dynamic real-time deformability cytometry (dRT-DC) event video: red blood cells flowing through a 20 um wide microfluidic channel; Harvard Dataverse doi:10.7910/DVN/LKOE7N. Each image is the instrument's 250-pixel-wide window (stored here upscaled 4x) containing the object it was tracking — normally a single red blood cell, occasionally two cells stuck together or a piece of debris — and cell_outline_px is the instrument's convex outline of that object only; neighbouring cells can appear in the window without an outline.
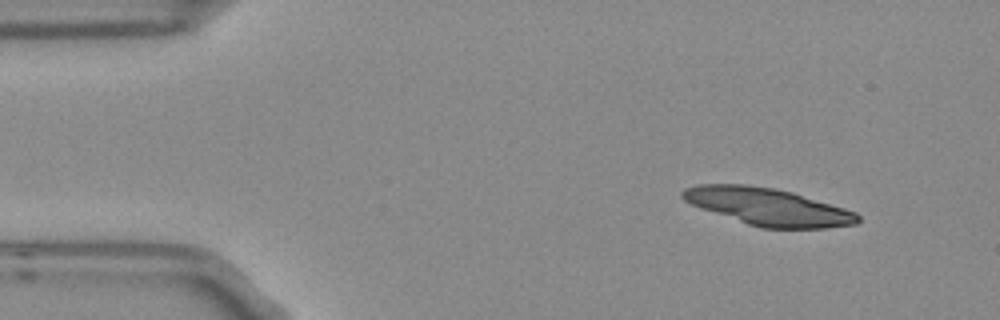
{"species": "Egyptian fruit bat (a non-hibernating species)", "species_latin": "Rousettus aegyptiacus", "temperature_condition": "room temperature", "stored_images_in_passage": 8, "camera_frame_rate_fps": 3000, "um_per_image_px": 0.085, "frame": {"image": 1, "passage_image": 1, "time_ms": 0.0, "image_size_px": [1000, 320], "cell_outline_px": [[860, 220], [856, 224], [824, 228], [764, 228], [748, 224], [700, 208], [684, 200], [680, 196], [680, 192], [684, 188], [696, 184], [748, 184], [776, 188], [792, 192], [844, 208], [856, 212], [860, 216]], "centroid_in_image_um": [65.25, 17.56], "position_along_channel_um": 19.8, "area_um2": 37.97}}
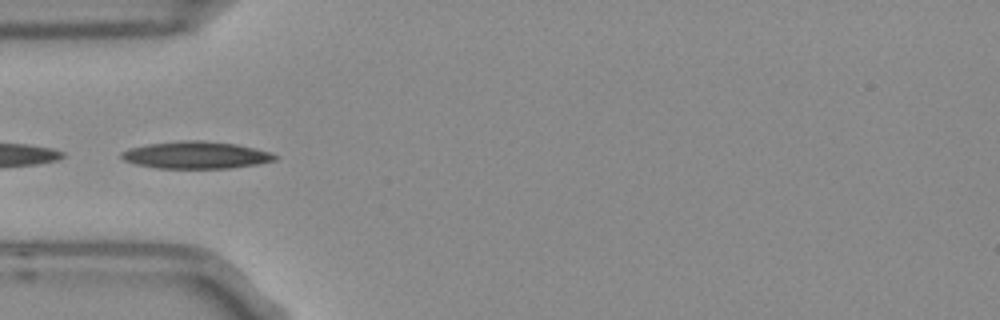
{"frame": {"image": 2, "passage_image": 4, "time_ms": 1.0, "image_size_px": [1000, 320], "cell_outline_px": [[280, 156], [276, 160], [256, 164], [232, 168], [156, 168], [136, 164], [124, 160], [120, 156], [120, 152], [128, 148], [148, 144], [180, 140], [204, 140], [236, 144], [256, 148], [272, 152]], "centroid_in_image_um": [16.68, 13.17], "position_along_channel_um": 68.3, "area_um2": 24.57}}
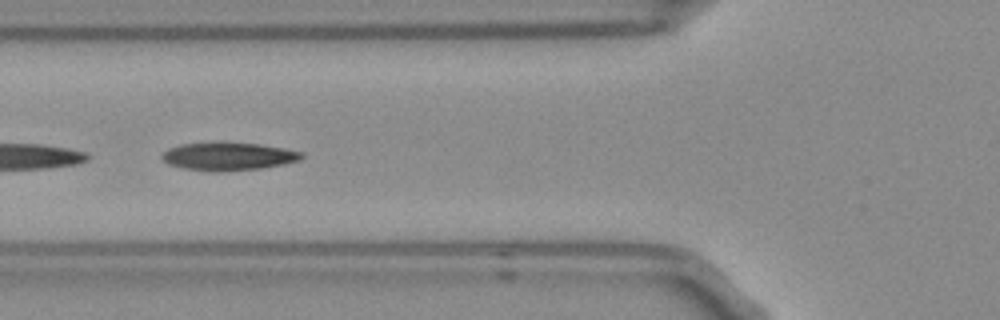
{"frame": {"image": 3, "passage_image": 5, "time_ms": 1.333, "image_size_px": [1000, 320], "cell_outline_px": [[304, 156], [300, 160], [284, 164], [260, 168], [184, 168], [168, 164], [160, 156], [168, 148], [180, 144], [260, 144], [284, 148], [300, 152]], "centroid_in_image_um": [19.44, 13.26], "position_along_channel_um": 106.4, "area_um2": 20.98}}